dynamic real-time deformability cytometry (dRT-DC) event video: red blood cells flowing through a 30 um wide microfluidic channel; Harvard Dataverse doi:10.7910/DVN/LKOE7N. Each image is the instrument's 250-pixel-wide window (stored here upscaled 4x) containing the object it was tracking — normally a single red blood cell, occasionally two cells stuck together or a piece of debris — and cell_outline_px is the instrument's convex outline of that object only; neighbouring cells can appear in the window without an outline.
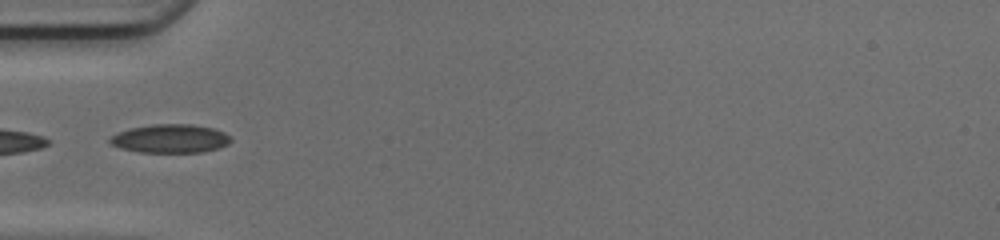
{"species": "common noctule bat (a hibernating species)", "species_latin": "Nyctalus noctula", "temperature_condition": "cold", "stored_images_in_passage": 19, "camera_frame_rate_fps": 3000, "um_per_image_px": 0.085, "animal": {"sex": "female", "body_mass_g": 17.0, "forearm_length_mm": 48.0}, "frame": {"image": 1, "passage_image": 1, "time_ms": 0.0, "image_size_px": [1000, 240], "cell_outline_px": [[232, 140], [228, 144], [220, 148], [204, 152], [140, 152], [120, 148], [112, 144], [108, 140], [116, 132], [132, 128], [152, 124], [192, 124], [212, 128], [224, 132], [232, 136]], "centroid_in_image_um": [14.51, 11.78], "position_along_channel_um": 70.5, "area_um2": 20.23}}
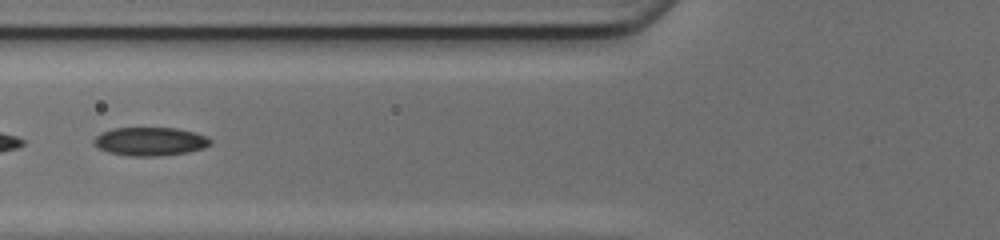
{"frame": {"image": 2, "passage_image": 4, "time_ms": 1.0, "image_size_px": [1000, 240], "cell_outline_px": [[212, 144], [204, 148], [188, 152], [156, 156], [132, 156], [108, 152], [92, 144], [92, 140], [100, 132], [112, 128], [176, 128], [196, 132], [208, 136], [212, 140]], "centroid_in_image_um": [12.78, 12.01], "position_along_channel_um": 113.0, "area_um2": 19.54}}